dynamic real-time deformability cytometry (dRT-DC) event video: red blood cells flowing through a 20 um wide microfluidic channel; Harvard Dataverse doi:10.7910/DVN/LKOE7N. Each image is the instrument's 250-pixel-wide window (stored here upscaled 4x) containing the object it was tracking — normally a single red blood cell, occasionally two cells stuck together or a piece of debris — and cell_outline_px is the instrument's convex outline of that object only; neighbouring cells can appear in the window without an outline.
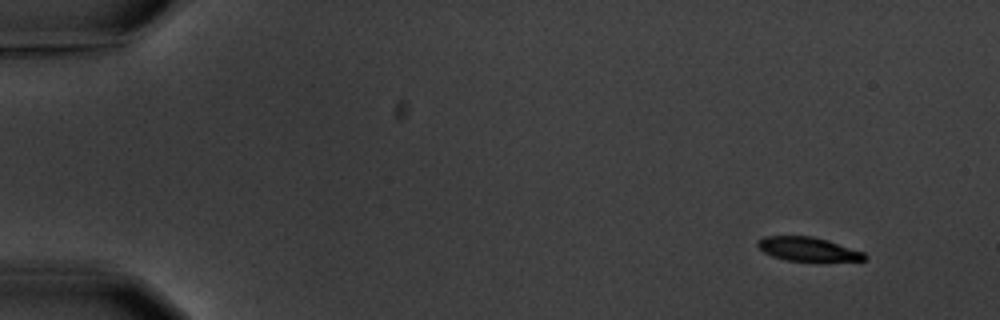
{"species": "common noctule bat (a hibernating species)", "species_latin": "Nyctalus noctula", "temperature_condition": "warm", "stored_images_in_passage": 4, "camera_frame_rate_fps": 3000, "um_per_image_px": 0.085, "animal": {"sex": "male", "body_mass_g": 20.1, "forearm_length_mm": 53.5}, "frame": {"image": 1, "passage_image": 1, "time_ms": 0.0, "image_size_px": [1000, 320], "cell_outline_px": [[868, 256], [864, 260], [784, 260], [772, 256], [764, 252], [756, 244], [764, 236], [812, 236], [828, 240], [864, 252]], "centroid_in_image_um": [68.66, 21.16], "position_along_channel_um": 16.3, "area_um2": 14.57}}